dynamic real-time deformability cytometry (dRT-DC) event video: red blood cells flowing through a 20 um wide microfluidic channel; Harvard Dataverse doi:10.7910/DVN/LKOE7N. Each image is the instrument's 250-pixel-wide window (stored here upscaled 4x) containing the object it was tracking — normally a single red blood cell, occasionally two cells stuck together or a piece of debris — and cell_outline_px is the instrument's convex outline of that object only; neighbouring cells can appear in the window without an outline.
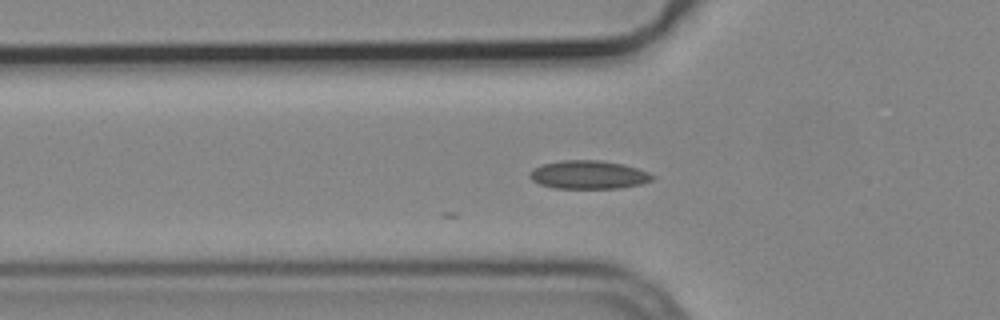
{"species": "common noctule bat (a hibernating species)", "species_latin": "Nyctalus noctula", "temperature_condition": "cold", "stored_images_in_passage": 18, "camera_frame_rate_fps": 3000, "um_per_image_px": 0.085, "animal": {"sex": "male", "body_mass_g": 19.2, "forearm_length_mm": 51.8}, "frame": {"image": 1, "passage_image": 18, "time_ms": 5.667, "image_size_px": [1000, 320], "cell_outline_px": [[656, 176], [652, 180], [640, 184], [620, 188], [556, 188], [540, 184], [532, 180], [528, 176], [528, 172], [532, 168], [544, 164], [560, 160], [600, 160], [624, 164], [648, 172]], "centroid_in_image_um": [50.01, 14.85], "position_along_channel_um": 75.8, "area_um2": 20.35}}